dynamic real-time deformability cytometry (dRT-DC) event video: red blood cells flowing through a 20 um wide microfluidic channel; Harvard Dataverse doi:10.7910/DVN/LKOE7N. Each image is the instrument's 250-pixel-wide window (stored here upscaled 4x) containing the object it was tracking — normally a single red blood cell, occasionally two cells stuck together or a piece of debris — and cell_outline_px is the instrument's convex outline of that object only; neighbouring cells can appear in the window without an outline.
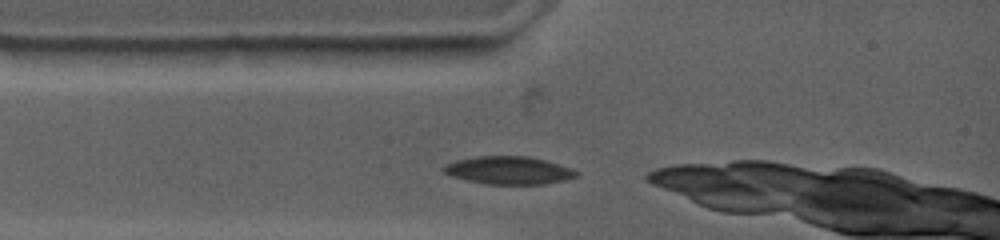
{"species": "common noctule bat (a hibernating species)", "species_latin": "Nyctalus noctula", "temperature_condition": "warm", "stored_images_in_passage": 4, "camera_frame_rate_fps": 4500, "um_per_image_px": 0.085, "animal": {"sex": "female", "body_mass_g": 19.0, "forearm_length_mm": 53.3}, "frame": {"image": 1, "passage_image": 4, "time_ms": 1.556, "image_size_px": [1000, 240], "cell_outline_px": [[580, 172], [576, 176], [564, 180], [544, 184], [484, 184], [452, 176], [444, 172], [440, 168], [444, 164], [456, 160], [476, 156], [528, 156], [544, 160], [572, 168]], "centroid_in_image_um": [43.21, 14.47], "position_along_channel_um": 41.8, "area_um2": 21.56}}